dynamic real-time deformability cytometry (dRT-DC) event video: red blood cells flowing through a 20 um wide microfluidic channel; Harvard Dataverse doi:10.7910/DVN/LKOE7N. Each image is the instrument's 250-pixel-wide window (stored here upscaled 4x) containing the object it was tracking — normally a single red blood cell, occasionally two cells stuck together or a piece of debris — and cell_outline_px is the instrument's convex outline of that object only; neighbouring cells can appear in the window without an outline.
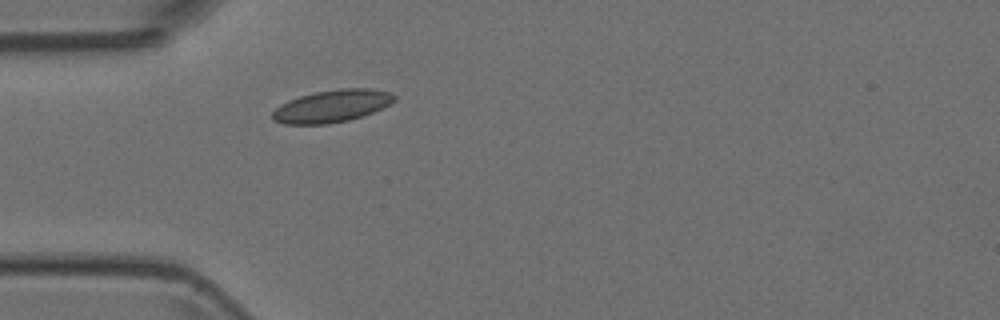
{"species": "Egyptian fruit bat (a non-hibernating species)", "species_latin": "Rousettus aegyptiacus", "temperature_condition": "room temperature", "stored_images_in_passage": 1, "camera_frame_rate_fps": 3000, "um_per_image_px": 0.085, "animal": {"sex": "female"}, "frame": {"image": 1, "passage_image": 1, "time_ms": 0.0, "image_size_px": [1000, 320], "cell_outline_px": [[396, 100], [372, 112], [348, 120], [328, 124], [284, 124], [272, 120], [272, 112], [280, 104], [288, 100], [300, 96], [316, 92], [340, 88], [368, 88], [392, 92], [396, 96]], "centroid_in_image_um": [28.19, 9.01], "position_along_channel_um": 56.8, "area_um2": 22.89}}